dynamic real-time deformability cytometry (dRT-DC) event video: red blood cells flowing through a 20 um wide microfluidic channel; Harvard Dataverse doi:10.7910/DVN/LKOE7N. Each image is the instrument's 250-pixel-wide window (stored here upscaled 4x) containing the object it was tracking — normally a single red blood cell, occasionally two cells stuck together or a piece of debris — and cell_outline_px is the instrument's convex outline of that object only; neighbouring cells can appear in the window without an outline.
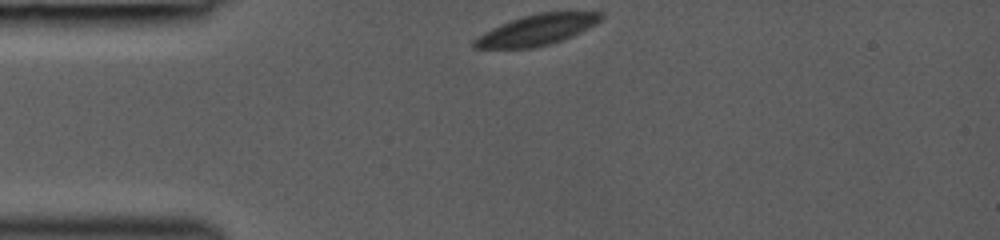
{"species": "common noctule bat (a hibernating species)", "species_latin": "Nyctalus noctula", "temperature_condition": "room temperature", "stored_images_in_passage": 3, "camera_frame_rate_fps": 3000, "um_per_image_px": 0.085, "animal": {"sex": "female", "body_mass_g": 19.0, "forearm_length_mm": 53.3}, "frame": {"image": 1, "passage_image": 1, "time_ms": 0.0, "image_size_px": [1000, 240], "cell_outline_px": [[604, 16], [596, 24], [572, 36], [536, 48], [472, 48], [472, 40], [484, 32], [500, 24], [524, 16], [540, 12], [604, 12]], "centroid_in_image_um": [45.62, 2.54], "position_along_channel_um": 39.4, "area_um2": 22.48}}